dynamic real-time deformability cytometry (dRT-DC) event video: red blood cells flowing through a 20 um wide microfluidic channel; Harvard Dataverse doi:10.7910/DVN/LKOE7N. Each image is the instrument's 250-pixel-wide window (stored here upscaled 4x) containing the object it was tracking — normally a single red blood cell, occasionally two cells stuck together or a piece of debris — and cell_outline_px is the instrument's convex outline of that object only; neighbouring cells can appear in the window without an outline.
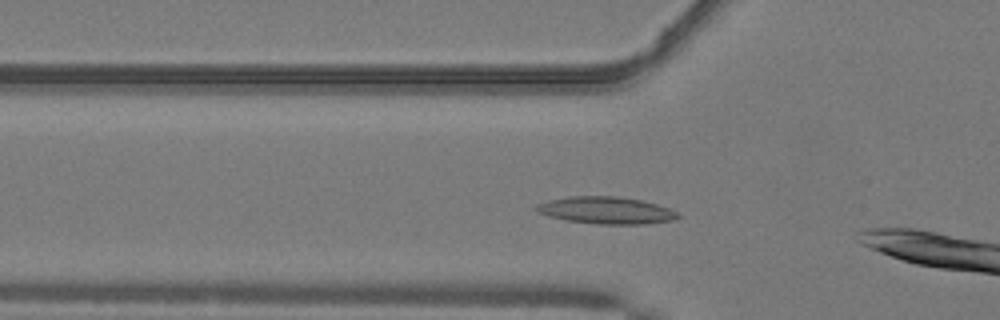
{"species": "common noctule bat (a hibernating species)", "species_latin": "Nyctalus noctula", "temperature_condition": "warm", "stored_images_in_passage": 6, "camera_frame_rate_fps": 3000, "um_per_image_px": 0.085, "animal": {"sex": "male", "body_mass_g": 19.2, "forearm_length_mm": 51.8}, "frame": {"image": 1, "passage_image": 4, "time_ms": 1.0, "image_size_px": [1000, 320], "cell_outline_px": [[680, 216], [672, 220], [644, 224], [596, 224], [568, 220], [548, 216], [536, 212], [536, 204], [548, 200], [568, 196], [616, 196], [640, 200], [656, 204], [680, 212]], "centroid_in_image_um": [51.51, 17.87], "position_along_channel_um": 74.3, "area_um2": 22.31}}